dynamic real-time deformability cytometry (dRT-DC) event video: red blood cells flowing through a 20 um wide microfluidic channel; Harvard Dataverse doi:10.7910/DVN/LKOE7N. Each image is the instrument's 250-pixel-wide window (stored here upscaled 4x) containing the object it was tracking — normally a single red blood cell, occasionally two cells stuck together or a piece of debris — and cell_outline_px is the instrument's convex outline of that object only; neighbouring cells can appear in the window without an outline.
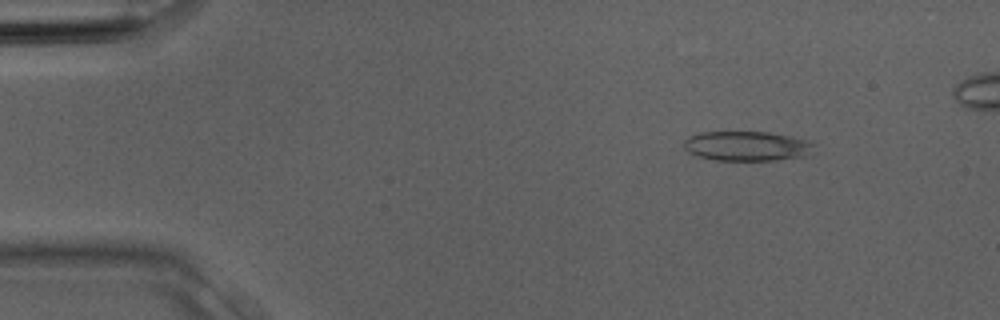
{"species": "Egyptian fruit bat (a non-hibernating species)", "species_latin": "Rousettus aegyptiacus", "temperature_condition": "room temperature", "stored_images_in_passage": 2, "camera_frame_rate_fps": 3000, "um_per_image_px": 0.085, "animal": {"sex": "male"}, "frame": {"image": 1, "passage_image": 2, "time_ms": 0.333, "image_size_px": [1000, 320], "cell_outline_px": [[816, 144], [808, 156], [772, 160], [712, 160], [696, 156], [688, 152], [684, 148], [684, 140], [688, 136], [700, 132], [768, 132], [788, 136], [804, 140]], "centroid_in_image_um": [63.44, 12.42], "position_along_channel_um": 21.6, "area_um2": 22.54}}